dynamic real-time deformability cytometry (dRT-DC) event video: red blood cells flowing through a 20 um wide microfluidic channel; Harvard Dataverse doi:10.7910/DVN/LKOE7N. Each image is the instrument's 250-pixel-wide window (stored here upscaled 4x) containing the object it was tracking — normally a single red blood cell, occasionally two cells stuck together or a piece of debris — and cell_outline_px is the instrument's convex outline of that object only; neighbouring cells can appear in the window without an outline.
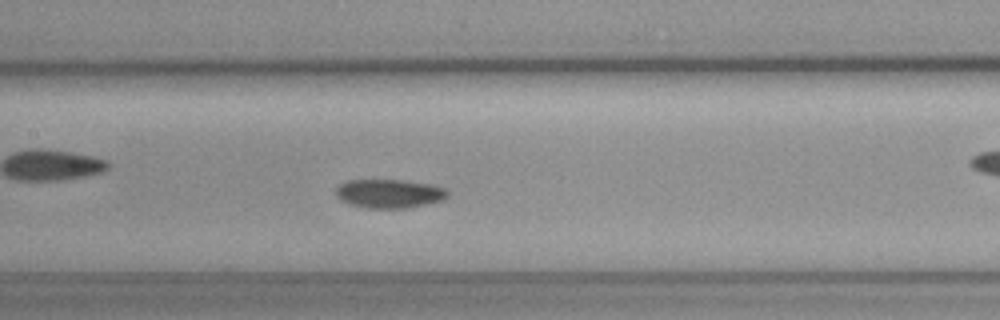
{"species": "common noctule bat (a hibernating species)", "species_latin": "Nyctalus noctula", "temperature_condition": "cold", "stored_images_in_passage": 56, "camera_frame_rate_fps": 3000, "um_per_image_px": 0.085, "animal": {"sex": "female", "body_mass_g": 19.3, "forearm_length_mm": 54.1}, "frame": {"image": 1, "passage_image": 25, "time_ms": 8.0, "image_size_px": [1000, 320], "cell_outline_px": [[448, 196], [444, 200], [428, 204], [408, 208], [364, 208], [348, 204], [340, 200], [336, 196], [336, 188], [344, 180], [400, 180], [432, 184], [448, 188]], "centroid_in_image_um": [33.1, 16.46], "position_along_channel_um": 174.3, "area_um2": 19.13}}